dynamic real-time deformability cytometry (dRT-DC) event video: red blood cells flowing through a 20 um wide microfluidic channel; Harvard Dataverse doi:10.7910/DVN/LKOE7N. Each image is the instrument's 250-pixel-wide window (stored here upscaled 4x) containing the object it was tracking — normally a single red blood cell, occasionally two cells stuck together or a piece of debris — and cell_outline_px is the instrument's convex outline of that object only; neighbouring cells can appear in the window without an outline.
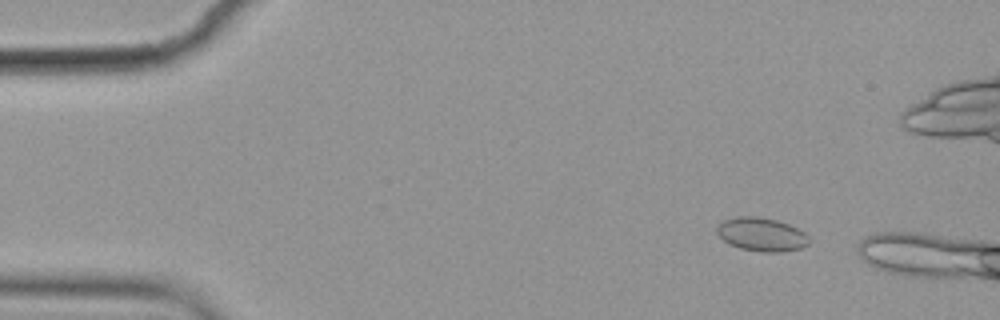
{"species": "common noctule bat (a hibernating species)", "species_latin": "Nyctalus noctula", "temperature_condition": "cold", "stored_images_in_passage": 45, "camera_frame_rate_fps": 3000, "um_per_image_px": 0.085, "animal": {"sex": "female", "body_mass_g": 19.9}, "frame": {"image": 1, "passage_image": 5, "time_ms": 1.333, "image_size_px": [1000, 320], "cell_outline_px": [[808, 244], [804, 248], [780, 252], [760, 252], [740, 248], [728, 244], [716, 232], [716, 228], [724, 220], [736, 216], [756, 216], [776, 220], [788, 224], [804, 232], [808, 236]], "centroid_in_image_um": [64.73, 19.93], "position_along_channel_um": 20.3, "area_um2": 18.03}}
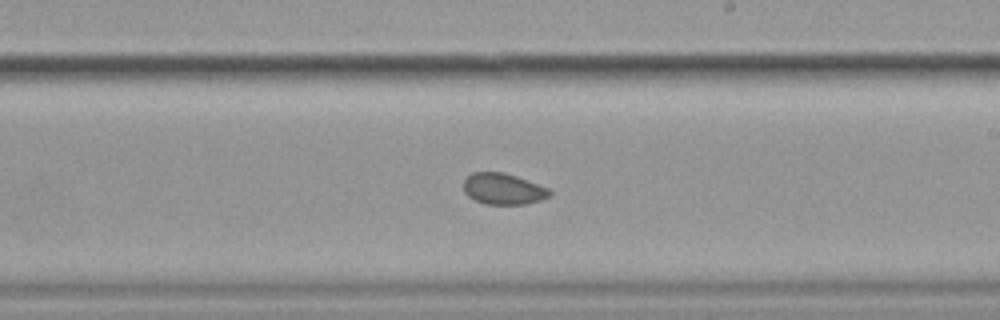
{"frame": {"image": 2, "passage_image": 31, "time_ms": 10.0, "image_size_px": [1000, 320], "cell_outline_px": [[552, 196], [540, 200], [524, 204], [484, 204], [468, 196], [464, 192], [464, 180], [472, 172], [504, 172], [516, 176], [548, 188], [552, 192]], "centroid_in_image_um": [42.78, 16.06], "position_along_channel_um": 246.2, "area_um2": 15.61}}
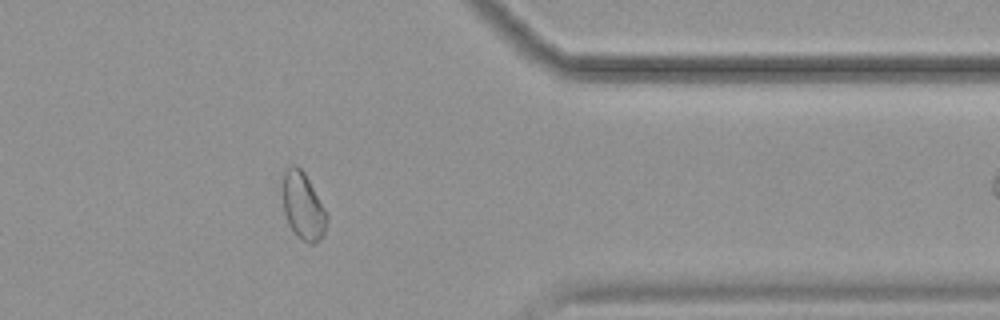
{"frame": {"image": 3, "passage_image": 44, "time_ms": 14.333, "image_size_px": [1000, 320], "cell_outline_px": [[328, 220], [324, 236], [320, 240], [312, 244], [308, 244], [296, 236], [288, 224], [284, 212], [284, 172], [292, 164], [296, 164], [304, 172], [324, 208], [328, 216]], "centroid_in_image_um": [25.78, 17.58], "position_along_channel_um": 385.6, "area_um2": 17.17}}